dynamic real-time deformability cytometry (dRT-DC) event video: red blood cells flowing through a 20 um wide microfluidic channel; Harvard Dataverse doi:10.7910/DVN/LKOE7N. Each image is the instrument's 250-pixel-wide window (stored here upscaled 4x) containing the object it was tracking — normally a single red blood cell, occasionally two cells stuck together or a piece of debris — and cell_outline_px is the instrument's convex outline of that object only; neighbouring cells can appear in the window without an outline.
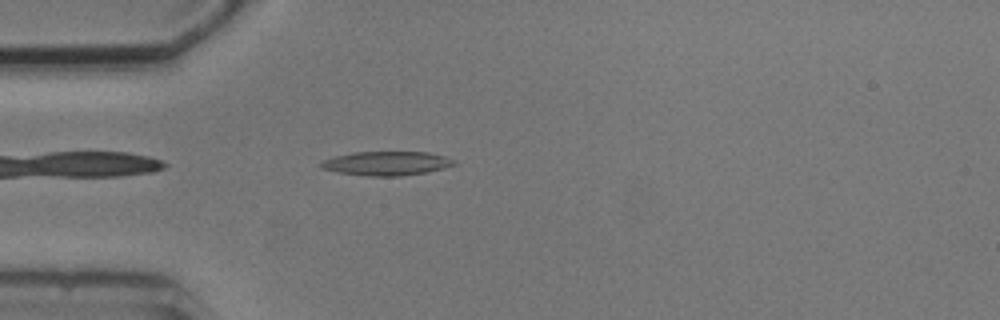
{"species": "common noctule bat (a hibernating species)", "species_latin": "Nyctalus noctula", "temperature_condition": "cold", "stored_images_in_passage": 5, "camera_frame_rate_fps": 3000, "um_per_image_px": 0.085, "animal": {"sex": "male", "body_mass_g": 20.5, "forearm_length_mm": 52.5}, "frame": {"image": 1, "passage_image": 5, "time_ms": 4.667, "image_size_px": [1000, 320], "cell_outline_px": [[456, 164], [444, 168], [428, 172], [400, 176], [368, 176], [336, 172], [320, 168], [320, 164], [324, 160], [336, 156], [352, 152], [428, 152], [444, 156], [456, 160]], "centroid_in_image_um": [32.88, 13.89], "position_along_channel_um": 52.1, "area_um2": 18.67}}